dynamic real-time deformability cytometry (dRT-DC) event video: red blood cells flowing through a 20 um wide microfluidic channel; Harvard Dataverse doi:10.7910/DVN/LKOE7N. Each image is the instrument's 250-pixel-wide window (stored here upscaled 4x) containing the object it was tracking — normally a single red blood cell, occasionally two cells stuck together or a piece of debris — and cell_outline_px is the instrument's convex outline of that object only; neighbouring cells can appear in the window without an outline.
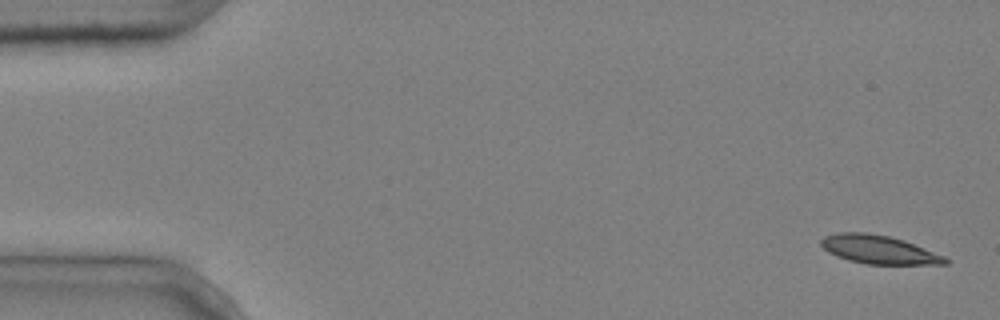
{"species": "common noctule bat (a hibernating species)", "species_latin": "Nyctalus noctula", "temperature_condition": "cold", "stored_images_in_passage": 6, "segment_of_instrument_passage": [1, 2], "camera_frame_rate_fps": 3000, "um_per_image_px": 0.085, "animal": {"sex": "male", "body_mass_g": 20.4}, "frame": {"image": 1, "passage_image": 1, "time_ms": 0.0, "image_size_px": [1000, 320], "cell_outline_px": [[948, 264], [868, 264], [848, 260], [836, 256], [828, 252], [820, 244], [820, 240], [824, 236], [836, 232], [868, 232], [888, 236], [904, 240], [944, 256], [948, 260]], "centroid_in_image_um": [74.65, 21.2], "position_along_channel_um": 10.3, "area_um2": 20.58}}
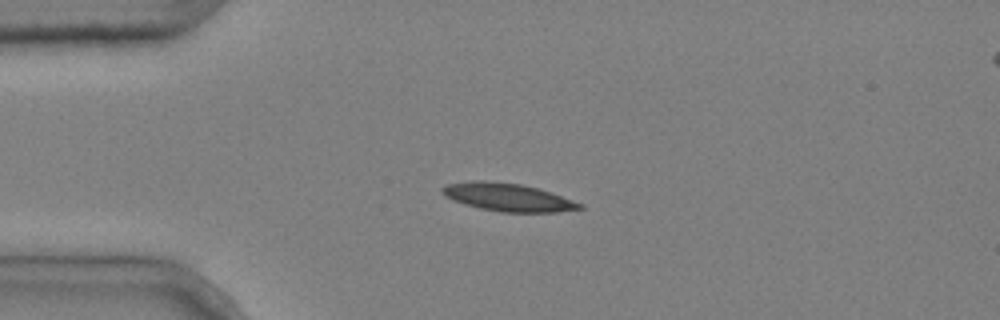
{"frame": {"image": 2, "passage_image": 4, "time_ms": 1.0, "image_size_px": [1000, 320], "cell_outline_px": [[584, 208], [556, 212], [500, 212], [480, 208], [464, 204], [452, 200], [444, 196], [440, 192], [440, 188], [448, 184], [476, 180], [484, 180], [520, 184], [536, 188], [584, 204]], "centroid_in_image_um": [43.11, 16.77], "position_along_channel_um": 41.9, "area_um2": 22.2}}